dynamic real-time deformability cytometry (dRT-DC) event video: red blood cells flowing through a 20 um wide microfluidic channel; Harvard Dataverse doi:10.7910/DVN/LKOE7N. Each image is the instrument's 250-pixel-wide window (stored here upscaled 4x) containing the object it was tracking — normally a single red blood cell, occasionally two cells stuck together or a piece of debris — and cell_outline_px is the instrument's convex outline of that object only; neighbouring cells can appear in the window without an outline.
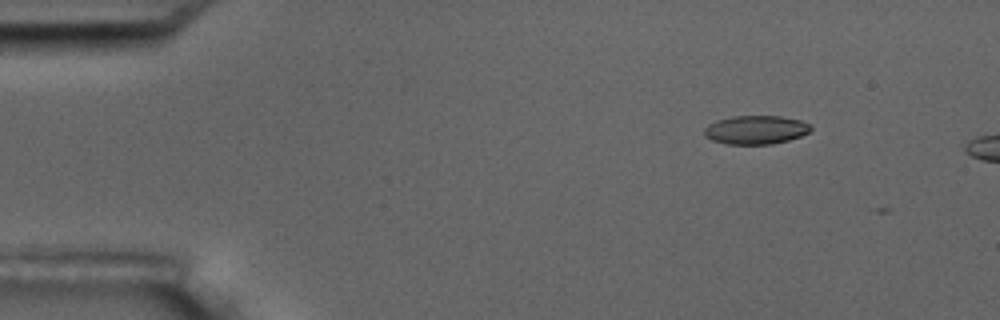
{"species": "common noctule bat (a hibernating species)", "species_latin": "Nyctalus noctula", "temperature_condition": "room temperature", "stored_images_in_passage": 5, "camera_frame_rate_fps": 3000, "um_per_image_px": 0.085, "animal": {"sex": "male", "body_mass_g": 17.5, "forearm_length_mm": 52.3}, "frame": {"image": 1, "passage_image": 2, "time_ms": 1.0, "image_size_px": [1000, 320], "cell_outline_px": [[812, 128], [808, 132], [800, 136], [788, 140], [772, 144], [728, 144], [712, 140], [704, 136], [704, 128], [708, 124], [716, 120], [732, 116], [780, 116], [800, 120], [808, 124]], "centroid_in_image_um": [64.2, 11.03], "position_along_channel_um": 20.8, "area_um2": 17.74}}